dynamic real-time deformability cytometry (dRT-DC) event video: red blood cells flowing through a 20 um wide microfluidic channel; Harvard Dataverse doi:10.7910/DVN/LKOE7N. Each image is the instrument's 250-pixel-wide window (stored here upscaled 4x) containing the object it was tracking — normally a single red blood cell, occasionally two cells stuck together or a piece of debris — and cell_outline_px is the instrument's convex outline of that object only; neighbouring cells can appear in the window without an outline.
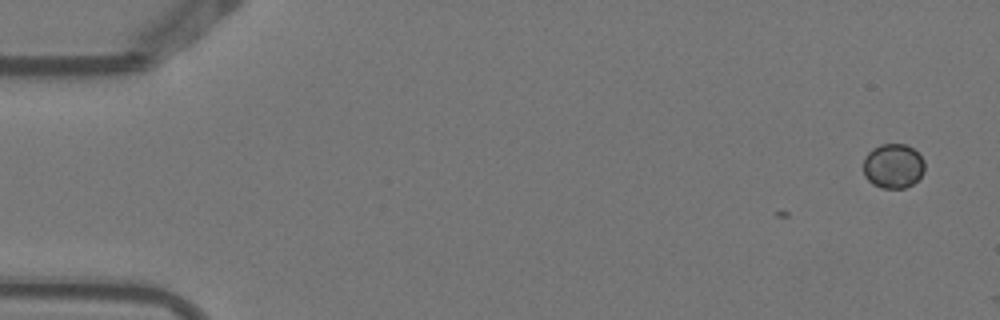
{"species": "Egyptian fruit bat (a non-hibernating species)", "species_latin": "Rousettus aegyptiacus", "temperature_condition": "warm", "stored_images_in_passage": 4, "camera_frame_rate_fps": 3000, "um_per_image_px": 0.085, "animal": {"sex": "female"}, "frame": {"image": 1, "passage_image": 1, "time_ms": 0.0, "image_size_px": [1000, 320], "cell_outline_px": [[924, 172], [912, 184], [904, 188], [880, 188], [872, 184], [864, 176], [864, 156], [872, 148], [880, 144], [904, 144], [912, 148], [924, 160]], "centroid_in_image_um": [75.89, 14.11], "position_along_channel_um": 9.1, "area_um2": 15.95}}